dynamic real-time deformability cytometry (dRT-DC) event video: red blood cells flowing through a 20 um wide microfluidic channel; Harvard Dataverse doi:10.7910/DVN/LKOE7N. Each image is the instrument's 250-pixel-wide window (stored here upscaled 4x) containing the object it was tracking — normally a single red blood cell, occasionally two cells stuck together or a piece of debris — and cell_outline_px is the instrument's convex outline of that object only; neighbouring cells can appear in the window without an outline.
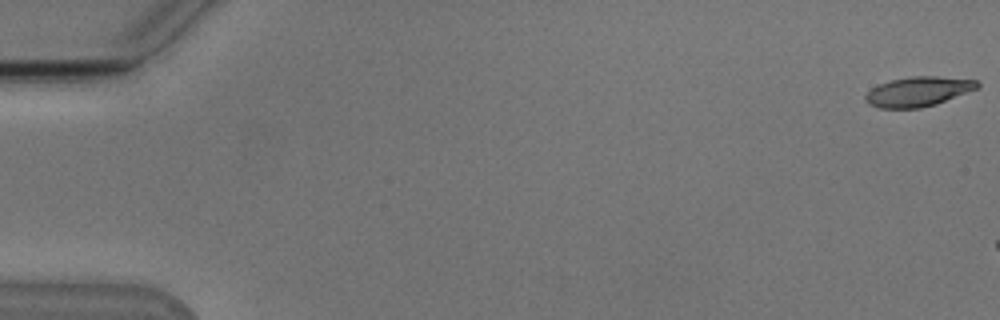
{"species": "Egyptian fruit bat (a non-hibernating species)", "species_latin": "Rousettus aegyptiacus", "temperature_condition": "cold", "stored_images_in_passage": 7, "camera_frame_rate_fps": 3000, "um_per_image_px": 0.085, "animal": {"sex": "male"}, "frame": {"image": 1, "passage_image": 1, "time_ms": 0.0, "image_size_px": [1000, 320], "cell_outline_px": [[980, 88], [936, 104], [920, 108], [880, 108], [868, 104], [864, 100], [864, 96], [872, 88], [880, 84], [892, 80], [912, 76], [936, 76], [976, 80], [980, 84]], "centroid_in_image_um": [78.06, 7.79], "position_along_channel_um": 6.9, "area_um2": 19.36}}